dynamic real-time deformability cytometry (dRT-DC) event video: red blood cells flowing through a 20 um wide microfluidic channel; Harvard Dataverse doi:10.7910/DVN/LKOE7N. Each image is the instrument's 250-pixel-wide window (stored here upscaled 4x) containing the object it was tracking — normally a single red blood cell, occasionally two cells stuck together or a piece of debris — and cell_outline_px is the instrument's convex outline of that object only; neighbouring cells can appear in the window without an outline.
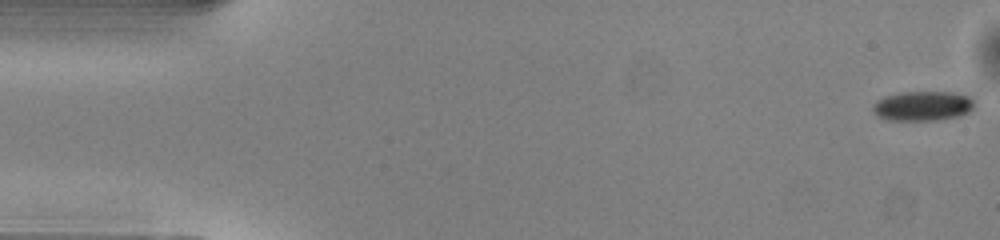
{"species": "common noctule bat (a hibernating species)", "species_latin": "Nyctalus noctula", "temperature_condition": "warm", "stored_images_in_passage": 51, "camera_frame_rate_fps": 3000, "um_per_image_px": 0.085, "animal": {"sex": "male", "body_mass_g": 13.0, "forearm_length_mm": 53.1}, "frame": {"image": 1, "passage_image": 1, "time_ms": 0.0, "image_size_px": [1000, 240], "cell_outline_px": [[972, 108], [968, 112], [960, 116], [936, 120], [888, 120], [876, 116], [872, 112], [872, 104], [876, 100], [884, 96], [900, 92], [952, 92], [972, 96]], "centroid_in_image_um": [78.37, 9.0], "position_along_channel_um": 6.6, "area_um2": 17.74}}
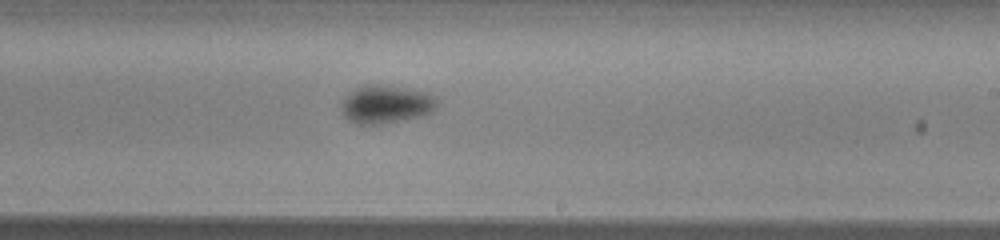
{"frame": {"image": 2, "passage_image": 30, "time_ms": 9.667, "image_size_px": [1000, 240], "cell_outline_px": [[440, 104], [432, 112], [420, 116], [380, 124], [360, 124], [348, 120], [344, 116], [340, 108], [340, 104], [348, 92], [356, 88], [368, 84], [388, 84], [432, 92], [440, 100]], "centroid_in_image_um": [32.87, 8.82], "position_along_channel_um": 256.1, "area_um2": 21.96}}
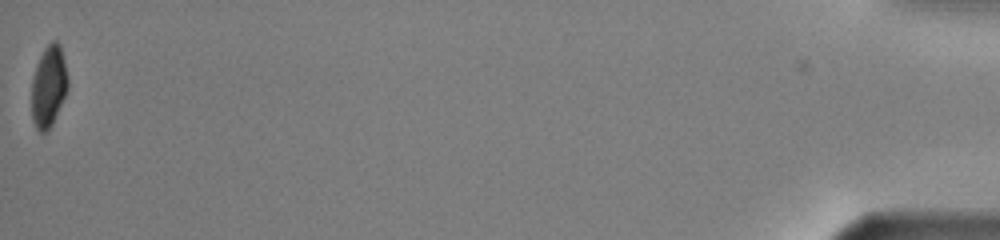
{"frame": {"image": 3, "passage_image": 51, "time_ms": 16.667, "image_size_px": [1000, 240], "cell_outline_px": [[68, 88], [52, 124], [48, 132], [40, 132], [36, 128], [32, 120], [32, 80], [40, 56], [44, 48], [52, 40], [56, 40], [60, 44], [68, 76]], "centroid_in_image_um": [4.14, 7.34], "position_along_channel_um": 431.1, "area_um2": 17.11}, "authors_computed_cell_mechanics": {"area_um2": 19.4208, "velocity_mm_per_s": 4.0308, "shape_relaxation_time_tau1_ms": 2.7614, "shape_relaxation_time_tau2_ms": null, "deformation_change_tau1": 0.0854, "deformation_change_tau2": null}}